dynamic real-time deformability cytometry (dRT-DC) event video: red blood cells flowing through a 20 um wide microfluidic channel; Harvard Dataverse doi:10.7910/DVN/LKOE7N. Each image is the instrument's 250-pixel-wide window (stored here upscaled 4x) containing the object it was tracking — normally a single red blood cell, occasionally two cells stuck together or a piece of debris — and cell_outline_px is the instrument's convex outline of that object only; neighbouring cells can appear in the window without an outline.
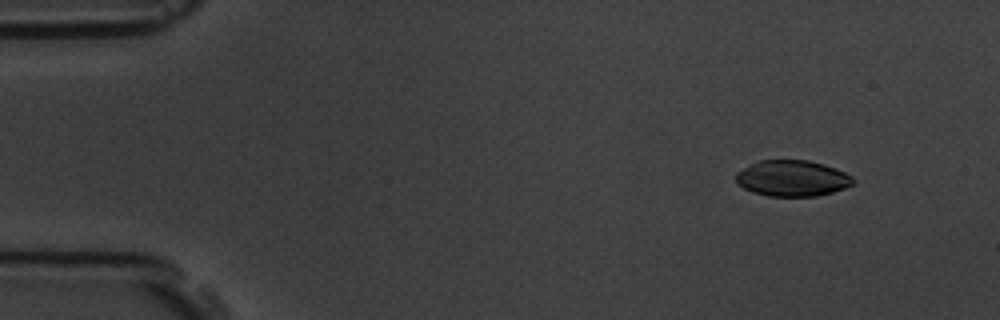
{"species": "common noctule bat (a hibernating species)", "species_latin": "Nyctalus noctula", "temperature_condition": "room temperature", "stored_images_in_passage": 3, "segment_of_instrument_passage": [2, 2], "camera_frame_rate_fps": 3000, "um_per_image_px": 0.085, "animal": {"sex": "male", "body_mass_g": 19.5, "forearm_length_mm": 54.6}, "frame": {"image": 1, "passage_image": 3, "time_ms": 3.333, "image_size_px": [1000, 320], "cell_outline_px": [[856, 180], [852, 184], [844, 188], [832, 192], [816, 196], [768, 196], [752, 192], [744, 188], [736, 180], [736, 172], [760, 160], [808, 160], [824, 164], [836, 168], [852, 176]], "centroid_in_image_um": [67.36, 15.15], "position_along_channel_um": 17.6, "area_um2": 24.51}}